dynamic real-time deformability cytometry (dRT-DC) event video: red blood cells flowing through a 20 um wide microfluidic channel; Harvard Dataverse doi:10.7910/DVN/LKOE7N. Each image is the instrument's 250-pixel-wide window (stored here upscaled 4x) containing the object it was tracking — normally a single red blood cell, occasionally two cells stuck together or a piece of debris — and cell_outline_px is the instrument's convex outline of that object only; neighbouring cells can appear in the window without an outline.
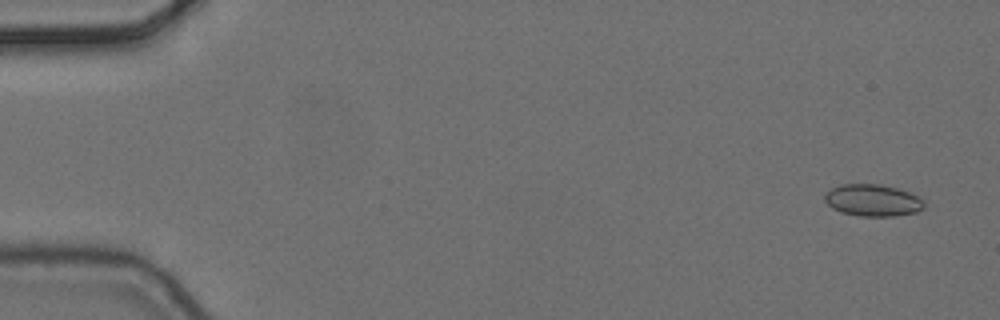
{"species": "common noctule bat (a hibernating species)", "species_latin": "Nyctalus noctula", "temperature_condition": "cold", "stored_images_in_passage": 13, "camera_frame_rate_fps": 3000, "um_per_image_px": 0.085, "animal": {"sex": "female", "body_mass_g": 24.6, "forearm_length_mm": 56.2}, "frame": {"image": 1, "passage_image": 1, "time_ms": 0.0, "image_size_px": [1000, 320], "cell_outline_px": [[924, 208], [916, 212], [896, 216], [860, 216], [840, 212], [832, 208], [824, 200], [824, 192], [840, 184], [880, 184], [912, 192], [924, 200]], "centroid_in_image_um": [74.18, 17.02], "position_along_channel_um": 10.8, "area_um2": 18.73}}
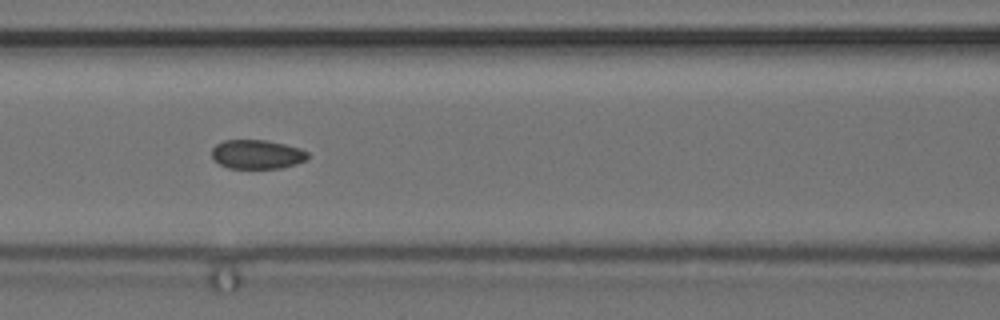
{"frame": {"image": 2, "passage_image": 6, "time_ms": 1.667, "image_size_px": [1000, 320], "cell_outline_px": [[308, 156], [304, 160], [296, 164], [280, 168], [228, 168], [220, 164], [212, 156], [212, 148], [216, 144], [224, 140], [268, 140], [300, 148], [308, 152]], "centroid_in_image_um": [21.84, 13.11], "position_along_channel_um": 144.8, "area_um2": 16.18}}
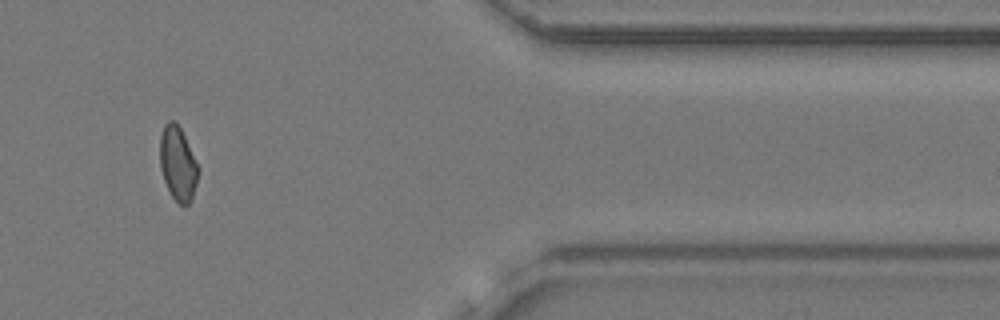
{"frame": {"image": 3, "passage_image": 12, "time_ms": 3.667, "image_size_px": [1000, 320], "cell_outline_px": [[200, 168], [192, 200], [188, 204], [180, 204], [172, 196], [164, 180], [160, 168], [160, 136], [164, 124], [168, 120], [172, 120], [180, 128]], "centroid_in_image_um": [15.12, 13.9], "position_along_channel_um": 396.3, "area_um2": 16.42}}